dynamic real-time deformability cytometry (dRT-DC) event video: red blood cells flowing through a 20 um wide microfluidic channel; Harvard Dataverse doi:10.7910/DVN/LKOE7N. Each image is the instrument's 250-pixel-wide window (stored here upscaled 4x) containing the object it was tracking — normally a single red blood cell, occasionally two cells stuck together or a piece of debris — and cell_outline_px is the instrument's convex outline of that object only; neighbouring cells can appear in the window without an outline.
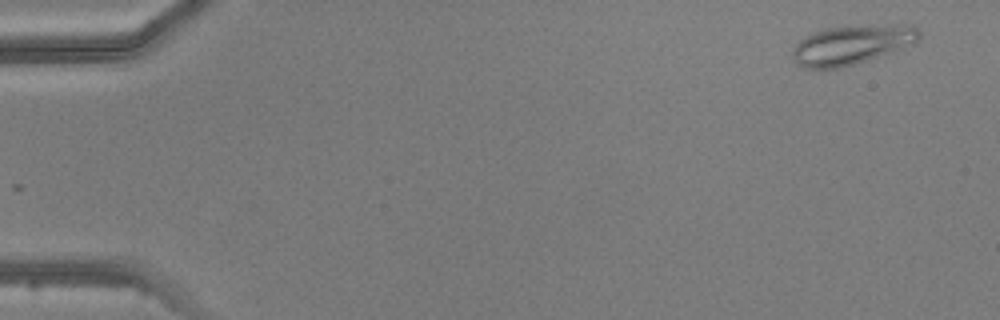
{"species": "common noctule bat (a hibernating species)", "species_latin": "Nyctalus noctula", "temperature_condition": "warm", "stored_images_in_passage": 2, "camera_frame_rate_fps": 3000, "um_per_image_px": 0.085, "animal": {"sex": "male", "body_mass_g": 20.5, "forearm_length_mm": 52.5}, "frame": {"image": 1, "passage_image": 2, "time_ms": 1.333, "image_size_px": [1000, 320], "cell_outline_px": [[920, 40], [892, 52], [840, 68], [804, 68], [796, 64], [792, 60], [792, 48], [800, 40], [812, 32], [824, 28], [896, 24], [912, 24], [920, 32]], "centroid_in_image_um": [72.38, 3.8], "position_along_channel_um": 12.6, "area_um2": 28.96}}